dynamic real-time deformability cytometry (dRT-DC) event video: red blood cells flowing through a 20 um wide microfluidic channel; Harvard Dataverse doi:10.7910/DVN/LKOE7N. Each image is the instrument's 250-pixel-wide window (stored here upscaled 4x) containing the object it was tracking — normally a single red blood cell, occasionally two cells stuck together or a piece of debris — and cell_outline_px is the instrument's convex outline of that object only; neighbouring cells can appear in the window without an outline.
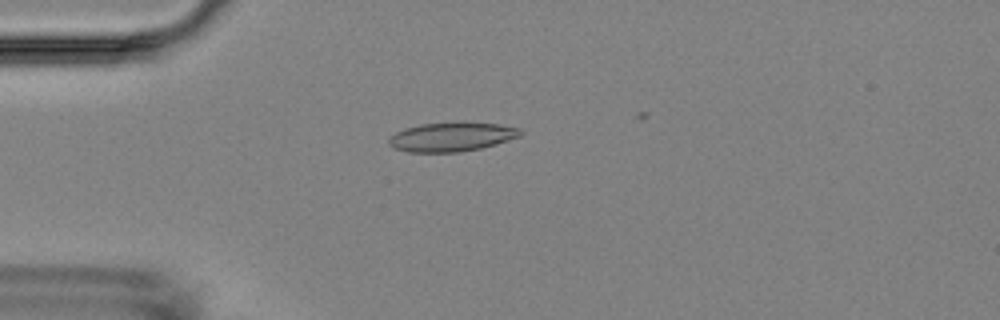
{"species": "Egyptian fruit bat (a non-hibernating species)", "species_latin": "Rousettus aegyptiacus", "temperature_condition": "room temperature", "stored_images_in_passage": 5, "camera_frame_rate_fps": 3000, "um_per_image_px": 0.085, "animal": {"sex": "female"}, "frame": {"image": 1, "passage_image": 3, "time_ms": 3.333, "image_size_px": [1000, 320], "cell_outline_px": [[524, 132], [520, 136], [496, 144], [480, 148], [460, 152], [408, 152], [392, 148], [388, 144], [388, 140], [396, 132], [404, 128], [420, 124], [500, 124], [520, 128]], "centroid_in_image_um": [38.37, 11.66], "position_along_channel_um": 46.6, "area_um2": 21.79}}
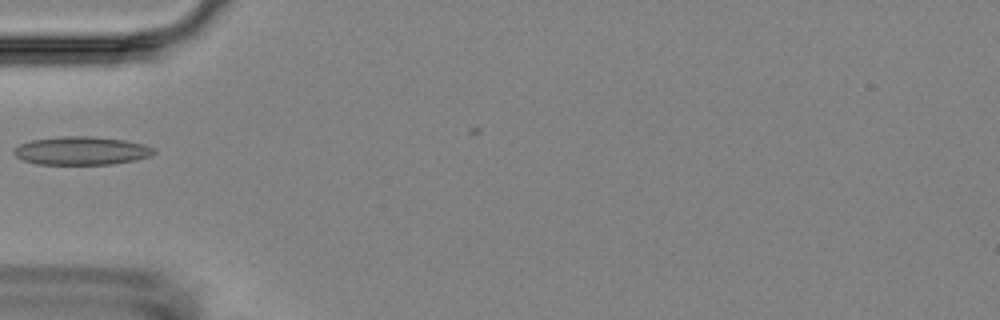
{"frame": {"image": 2, "passage_image": 4, "time_ms": 4.667, "image_size_px": [1000, 320], "cell_outline_px": [[156, 152], [148, 156], [136, 160], [112, 164], [36, 164], [24, 160], [16, 156], [12, 152], [20, 144], [32, 140], [60, 136], [92, 136], [124, 140], [144, 144], [156, 148]], "centroid_in_image_um": [6.94, 12.81], "position_along_channel_um": 78.1, "area_um2": 23.06}}